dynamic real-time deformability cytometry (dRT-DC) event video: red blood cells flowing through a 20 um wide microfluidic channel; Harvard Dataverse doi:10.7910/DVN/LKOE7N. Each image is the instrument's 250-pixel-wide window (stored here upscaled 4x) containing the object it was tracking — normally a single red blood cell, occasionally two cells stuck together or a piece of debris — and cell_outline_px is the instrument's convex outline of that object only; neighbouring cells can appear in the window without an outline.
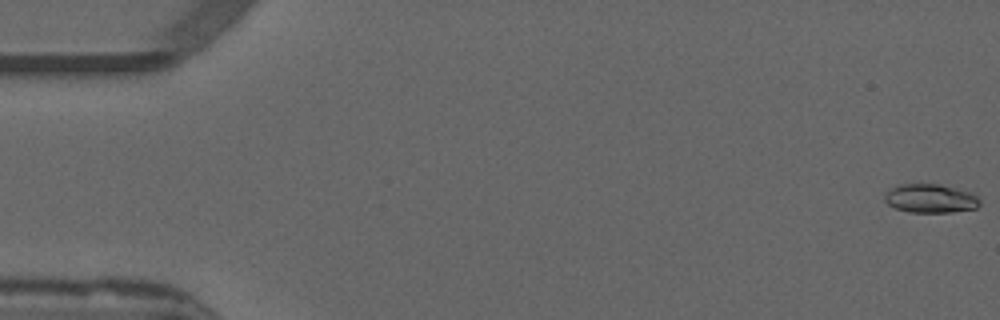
{"species": "common noctule bat (a hibernating species)", "species_latin": "Nyctalus noctula", "temperature_condition": "warm", "stored_images_in_passage": 53, "camera_frame_rate_fps": 3000, "um_per_image_px": 0.085, "animal": {"sex": "male", "forearm_length_mm": 52.5}, "frame": {"image": 1, "passage_image": 1, "time_ms": 0.0, "image_size_px": [1000, 320], "cell_outline_px": [[980, 204], [976, 208], [952, 212], [908, 212], [896, 208], [888, 204], [884, 200], [884, 196], [892, 188], [900, 184], [940, 184], [972, 192], [980, 200]], "centroid_in_image_um": [79.11, 16.87], "position_along_channel_um": 5.9, "area_um2": 15.9}}
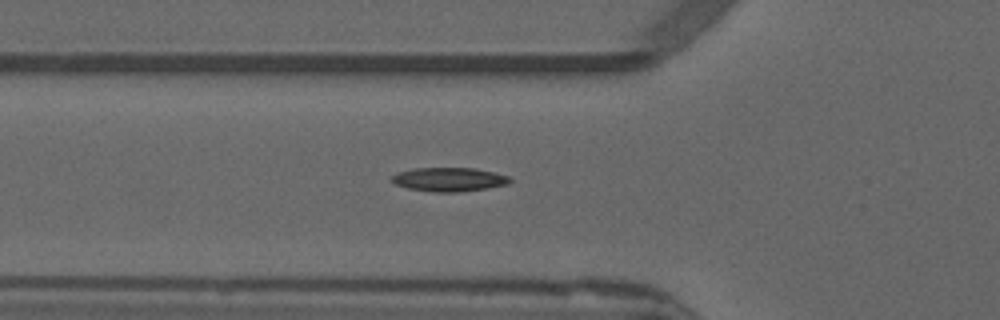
{"frame": {"image": 2, "passage_image": 19, "time_ms": 6.0, "image_size_px": [1000, 320], "cell_outline_px": [[512, 180], [508, 184], [460, 192], [432, 192], [408, 188], [396, 184], [388, 180], [392, 176], [400, 172], [412, 168], [476, 168], [508, 176]], "centroid_in_image_um": [38.14, 15.25], "position_along_channel_um": 87.7, "area_um2": 16.36}}
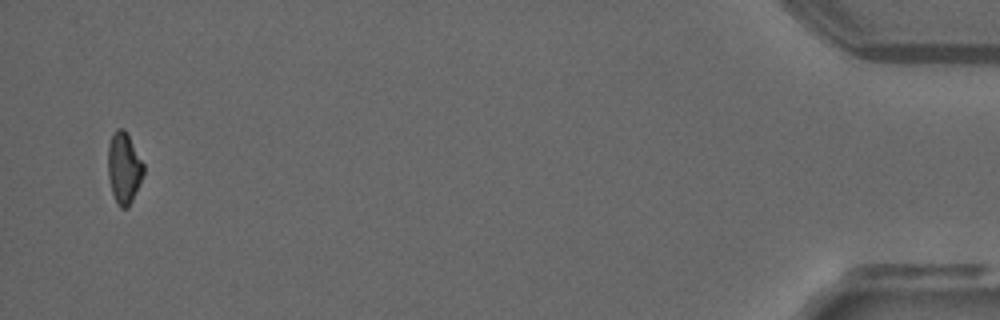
{"frame": {"image": 3, "passage_image": 52, "time_ms": 17.0, "image_size_px": [1000, 320], "cell_outline_px": [[144, 172], [140, 184], [128, 208], [120, 208], [112, 192], [108, 176], [108, 144], [116, 128], [124, 128], [144, 164]], "centroid_in_image_um": [10.53, 14.27], "position_along_channel_um": 424.7, "area_um2": 14.68}}